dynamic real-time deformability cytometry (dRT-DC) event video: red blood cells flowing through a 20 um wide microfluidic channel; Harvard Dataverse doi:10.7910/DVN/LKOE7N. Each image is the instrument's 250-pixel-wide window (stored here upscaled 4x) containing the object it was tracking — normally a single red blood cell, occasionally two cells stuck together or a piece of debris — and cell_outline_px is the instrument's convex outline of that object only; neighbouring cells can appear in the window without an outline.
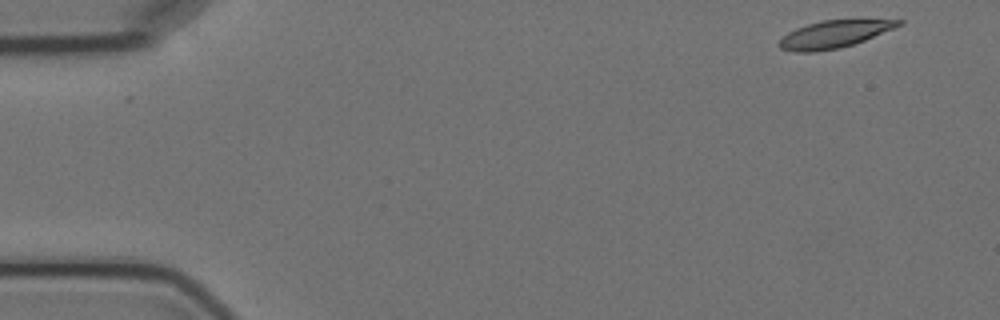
{"species": "Egyptian fruit bat (a non-hibernating species)", "species_latin": "Rousettus aegyptiacus", "temperature_condition": "cold", "stored_images_in_passage": 4, "camera_frame_rate_fps": 3000, "um_per_image_px": 0.085, "animal": {"sex": "female"}, "frame": {"image": 1, "passage_image": 1, "time_ms": 0.0, "image_size_px": [1000, 320], "cell_outline_px": [[904, 24], [864, 40], [840, 48], [816, 52], [796, 52], [780, 48], [776, 44], [788, 32], [796, 28], [808, 24], [824, 20], [904, 20]], "centroid_in_image_um": [70.87, 2.92], "position_along_channel_um": 14.1, "area_um2": 18.79}}